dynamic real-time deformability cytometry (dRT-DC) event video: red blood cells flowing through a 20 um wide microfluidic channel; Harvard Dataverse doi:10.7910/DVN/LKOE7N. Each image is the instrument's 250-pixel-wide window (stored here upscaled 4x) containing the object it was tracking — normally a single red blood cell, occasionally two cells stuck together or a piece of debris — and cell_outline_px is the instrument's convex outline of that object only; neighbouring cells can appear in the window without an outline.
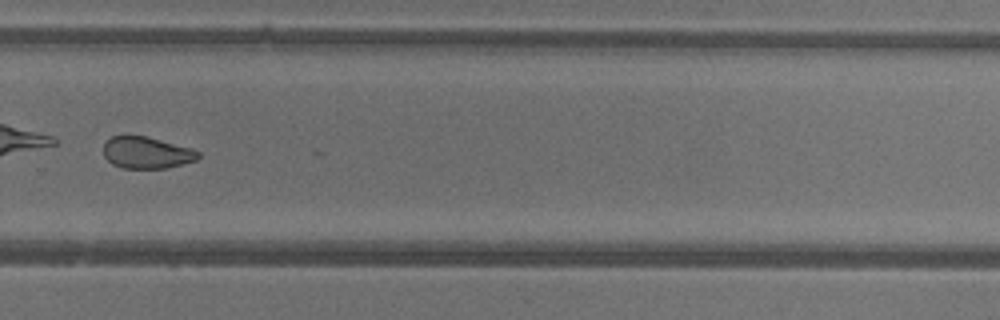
{"species": "common noctule bat (a hibernating species)", "species_latin": "Nyctalus noctula", "temperature_condition": "warm", "stored_images_in_passage": 50, "camera_frame_rate_fps": 3000, "um_per_image_px": 0.085, "animal": {"sex": "female"}, "frame": {"image": 1, "passage_image": 36, "time_ms": 11.667, "image_size_px": [1000, 320], "cell_outline_px": [[200, 156], [196, 160], [164, 168], [124, 168], [112, 164], [104, 156], [104, 144], [112, 136], [144, 136], [192, 148], [200, 152]], "centroid_in_image_um": [12.46, 12.98], "position_along_channel_um": 317.3, "area_um2": 17.22}, "authors_computed_cell_mechanics": {"area_um2": 23.9003, "velocity_mm_per_s": 4.2244, "shape_relaxation_time_tau1_ms": null, "shape_relaxation_time_tau2_ms": 2.7054, "deformation_change_tau1": null, "deformation_change_tau2": 0.0675}}